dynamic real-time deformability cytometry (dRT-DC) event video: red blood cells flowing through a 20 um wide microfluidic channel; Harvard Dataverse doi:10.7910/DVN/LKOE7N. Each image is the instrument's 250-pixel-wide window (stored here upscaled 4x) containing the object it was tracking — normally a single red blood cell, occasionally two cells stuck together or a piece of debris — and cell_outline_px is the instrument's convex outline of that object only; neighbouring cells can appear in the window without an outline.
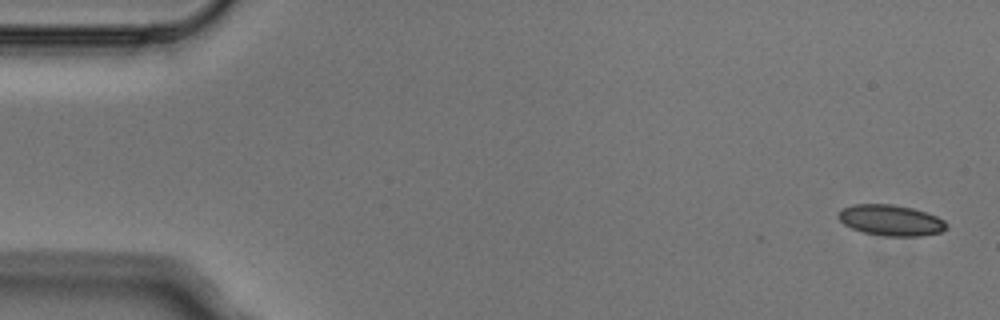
{"species": "Egyptian fruit bat (a non-hibernating species)", "species_latin": "Rousettus aegyptiacus", "temperature_condition": "cold", "stored_images_in_passage": 5, "camera_frame_rate_fps": 3000, "um_per_image_px": 0.085, "animal": {"sex": "male"}, "frame": {"image": 1, "passage_image": 1, "time_ms": 0.0, "image_size_px": [1000, 320], "cell_outline_px": [[948, 228], [940, 232], [920, 236], [884, 236], [864, 232], [852, 228], [844, 224], [836, 216], [844, 208], [852, 204], [892, 204], [912, 208], [936, 216], [944, 220], [948, 224]], "centroid_in_image_um": [75.73, 18.72], "position_along_channel_um": 9.3, "area_um2": 19.36}}
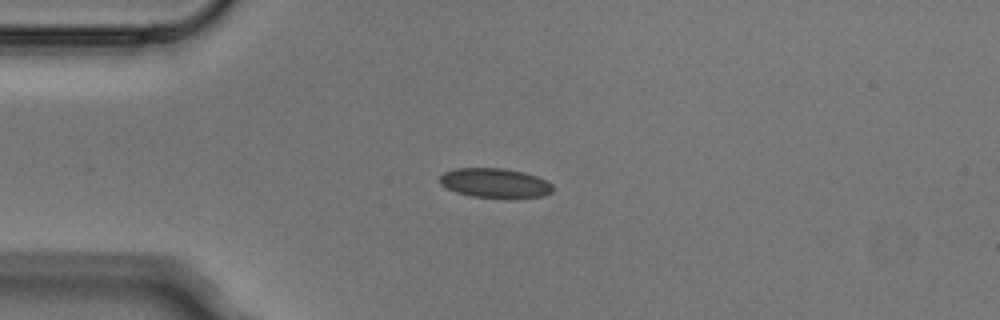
{"frame": {"image": 2, "passage_image": 4, "time_ms": 1.0, "image_size_px": [1000, 320], "cell_outline_px": [[552, 192], [544, 196], [504, 200], [472, 196], [456, 192], [440, 184], [440, 176], [444, 172], [456, 168], [504, 168], [524, 172], [536, 176], [552, 184]], "centroid_in_image_um": [42.09, 15.58], "position_along_channel_um": 42.9, "area_um2": 19.88}}